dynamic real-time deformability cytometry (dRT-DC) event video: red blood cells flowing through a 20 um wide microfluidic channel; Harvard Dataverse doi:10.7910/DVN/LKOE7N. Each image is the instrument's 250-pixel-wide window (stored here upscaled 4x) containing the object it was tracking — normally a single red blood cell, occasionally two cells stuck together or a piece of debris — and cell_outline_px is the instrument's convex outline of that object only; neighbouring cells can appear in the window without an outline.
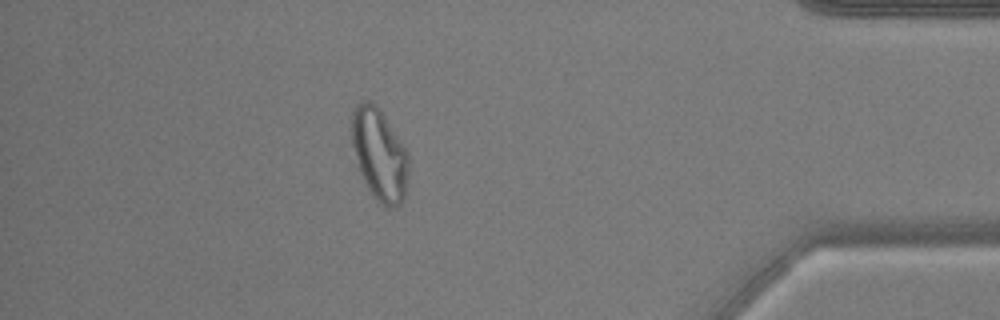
{"species": "common noctule bat (a hibernating species)", "species_latin": "Nyctalus noctula", "temperature_condition": "warm", "stored_images_in_passage": 53, "camera_frame_rate_fps": 3000, "um_per_image_px": 0.085, "animal": {"sex": "male", "body_mass_g": 17.9, "forearm_length_mm": 54.2}, "frame": {"image": 1, "passage_image": 46, "time_ms": 15.0, "image_size_px": [1000, 320], "cell_outline_px": [[408, 172], [404, 200], [396, 208], [384, 208], [372, 196], [360, 172], [352, 144], [352, 108], [356, 104], [364, 100], [368, 100], [376, 104], [408, 152]], "centroid_in_image_um": [32.25, 13.16], "position_along_channel_um": 402.9, "area_um2": 30.46}, "authors_computed_cell_mechanics": {"area_um2": 29.478, "velocity_mm_per_s": 3.8213, "shape_relaxation_time_tau1_ms": null, "shape_relaxation_time_tau2_ms": 1.373, "deformation_change_tau1": null, "deformation_change_tau2": 0.0917}}